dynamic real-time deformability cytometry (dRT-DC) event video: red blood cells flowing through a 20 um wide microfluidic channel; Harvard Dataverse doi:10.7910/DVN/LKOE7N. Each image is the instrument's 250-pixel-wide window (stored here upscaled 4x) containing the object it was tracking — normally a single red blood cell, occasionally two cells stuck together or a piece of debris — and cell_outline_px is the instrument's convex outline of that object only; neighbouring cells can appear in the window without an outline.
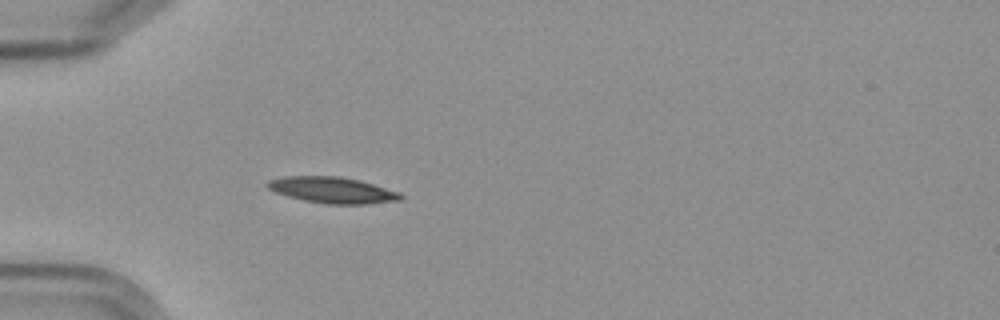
{"species": "Egyptian fruit bat (a non-hibernating species)", "species_latin": "Rousettus aegyptiacus", "temperature_condition": "cold", "stored_images_in_passage": 5, "camera_frame_rate_fps": 3000, "um_per_image_px": 0.085, "frame": {"image": 1, "passage_image": 5, "time_ms": 4.667, "image_size_px": [1000, 320], "cell_outline_px": [[404, 196], [400, 200], [368, 204], [328, 204], [304, 200], [288, 196], [276, 192], [268, 188], [264, 184], [268, 180], [284, 176], [340, 176], [360, 180], [400, 192]], "centroid_in_image_um": [28.26, 16.15], "position_along_channel_um": 56.7, "area_um2": 20.35}}